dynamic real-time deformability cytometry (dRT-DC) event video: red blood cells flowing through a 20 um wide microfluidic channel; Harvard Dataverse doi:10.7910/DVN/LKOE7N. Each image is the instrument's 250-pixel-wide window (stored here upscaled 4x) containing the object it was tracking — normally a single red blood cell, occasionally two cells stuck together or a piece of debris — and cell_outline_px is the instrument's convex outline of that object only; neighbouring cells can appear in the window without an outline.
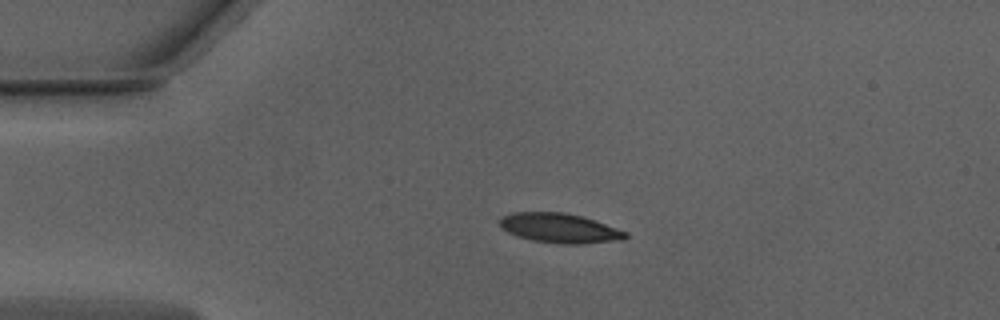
{"species": "Egyptian fruit bat (a non-hibernating species)", "species_latin": "Rousettus aegyptiacus", "temperature_condition": "warm", "stored_images_in_passage": 48, "camera_frame_rate_fps": 3000, "um_per_image_px": 0.085, "animal": {"sex": "male"}, "frame": {"image": 1, "passage_image": 8, "time_ms": 2.333, "image_size_px": [1000, 320], "cell_outline_px": [[628, 236], [624, 240], [576, 244], [564, 244], [532, 240], [516, 236], [500, 228], [500, 216], [512, 212], [564, 212], [596, 220], [628, 232]], "centroid_in_image_um": [47.57, 19.38], "position_along_channel_um": 37.4, "area_um2": 21.85}}
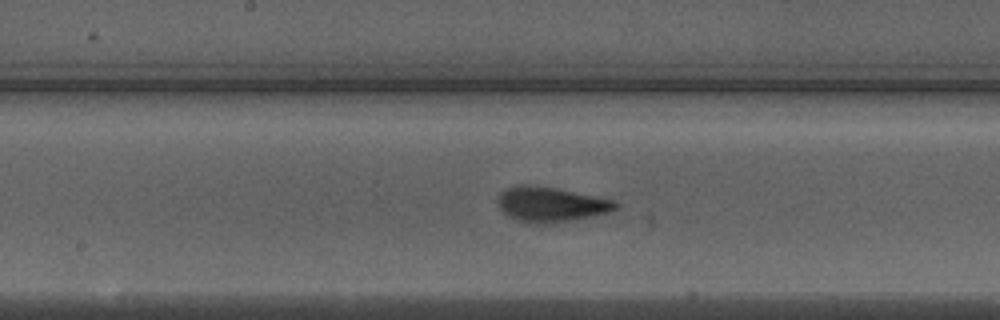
{"frame": {"image": 2, "passage_image": 23, "time_ms": 7.333, "image_size_px": [1000, 320], "cell_outline_px": [[620, 204], [616, 208], [608, 212], [576, 220], [544, 224], [524, 224], [508, 216], [500, 208], [496, 200], [496, 196], [504, 188], [520, 184], [532, 184], [556, 188], [612, 200]], "centroid_in_image_um": [46.73, 17.38], "position_along_channel_um": 201.5, "area_um2": 24.33}}
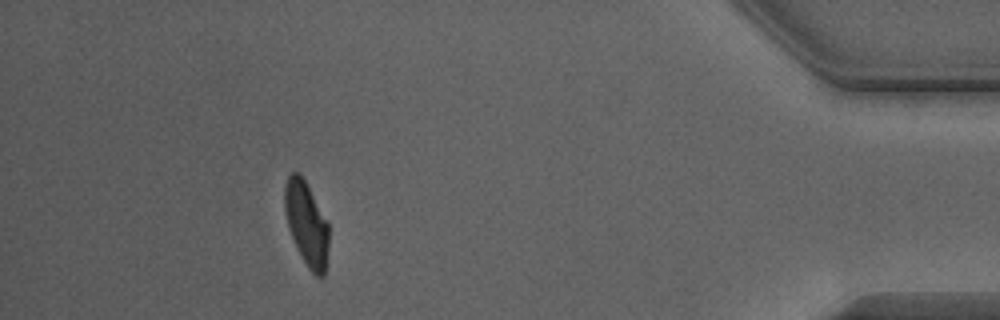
{"frame": {"image": 3, "passage_image": 43, "time_ms": 14.0, "image_size_px": [1000, 320], "cell_outline_px": [[328, 244], [324, 276], [316, 276], [308, 268], [288, 228], [284, 212], [284, 188], [288, 176], [292, 172], [300, 172], [328, 224]], "centroid_in_image_um": [26.03, 18.98], "position_along_channel_um": 409.2, "area_um2": 21.1}, "authors_computed_cell_mechanics": {"area_um2": 22.6576, "velocity_mm_per_s": 3.9852, "shape_relaxation_time_tau1_ms": 2.7381, "shape_relaxation_time_tau2_ms": 0.9311, "deformation_change_tau1": 0.1596, "deformation_change_tau2": 0.0747}}